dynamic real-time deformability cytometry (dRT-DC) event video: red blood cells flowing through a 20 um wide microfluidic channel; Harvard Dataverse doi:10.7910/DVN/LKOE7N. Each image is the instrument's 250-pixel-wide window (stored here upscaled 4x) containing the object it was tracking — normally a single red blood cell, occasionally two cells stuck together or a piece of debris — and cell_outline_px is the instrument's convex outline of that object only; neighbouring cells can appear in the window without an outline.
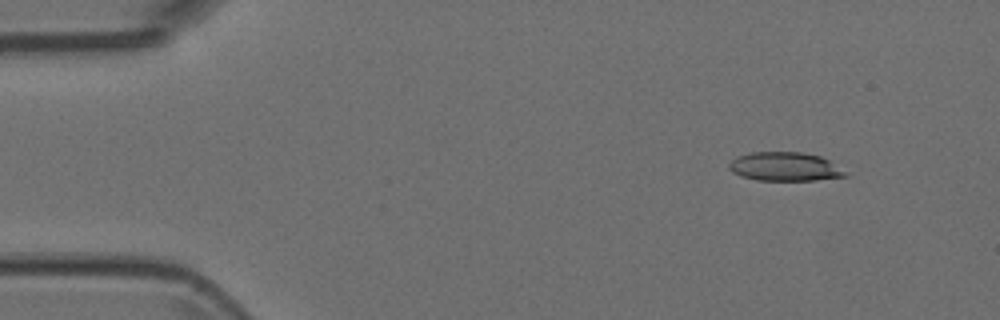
{"species": "Egyptian fruit bat (a non-hibernating species)", "species_latin": "Rousettus aegyptiacus", "temperature_condition": "room temperature", "stored_images_in_passage": 3, "camera_frame_rate_fps": 3000, "um_per_image_px": 0.085, "animal": {"sex": "female"}, "frame": {"image": 1, "passage_image": 1, "time_ms": 0.0, "image_size_px": [1000, 320], "cell_outline_px": [[848, 176], [816, 180], [756, 180], [740, 176], [732, 172], [728, 168], [728, 164], [736, 156], [752, 152], [804, 152], [820, 156], [828, 160], [844, 172]], "centroid_in_image_um": [66.65, 14.16], "position_along_channel_um": 18.4, "area_um2": 19.42}}
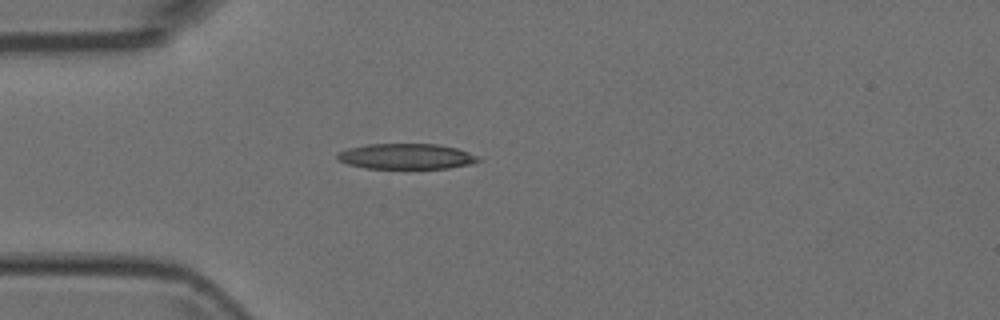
{"frame": {"image": 2, "passage_image": 3, "time_ms": 0.667, "image_size_px": [1000, 320], "cell_outline_px": [[480, 160], [468, 164], [448, 168], [364, 168], [348, 164], [336, 160], [336, 152], [348, 148], [368, 144], [436, 144], [456, 148], [468, 152], [476, 156]], "centroid_in_image_um": [34.44, 13.29], "position_along_channel_um": 50.6, "area_um2": 20.81}}